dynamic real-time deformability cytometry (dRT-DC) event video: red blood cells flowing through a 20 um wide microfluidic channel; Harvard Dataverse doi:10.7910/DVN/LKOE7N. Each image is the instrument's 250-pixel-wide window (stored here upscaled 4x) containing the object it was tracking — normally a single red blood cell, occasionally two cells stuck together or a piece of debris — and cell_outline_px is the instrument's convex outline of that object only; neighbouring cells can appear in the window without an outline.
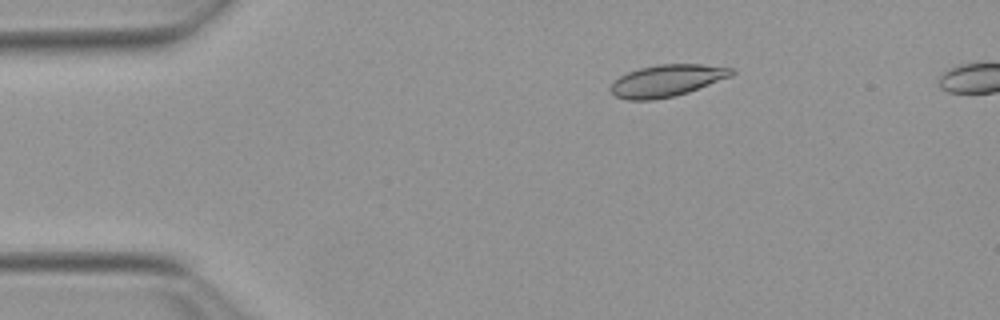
{"species": "Egyptian fruit bat (a non-hibernating species)", "species_latin": "Rousettus aegyptiacus", "temperature_condition": "warm", "stored_images_in_passage": 51, "camera_frame_rate_fps": 3000, "um_per_image_px": 0.085, "animal": {"sex": "female"}, "frame": {"image": 1, "passage_image": 9, "time_ms": 2.667, "image_size_px": [1000, 320], "cell_outline_px": [[736, 72], [732, 76], [688, 92], [672, 96], [652, 100], [628, 100], [616, 96], [612, 92], [612, 84], [620, 76], [628, 72], [640, 68], [660, 64], [704, 64], [732, 68]], "centroid_in_image_um": [56.73, 6.84], "position_along_channel_um": 28.3, "area_um2": 22.2}}
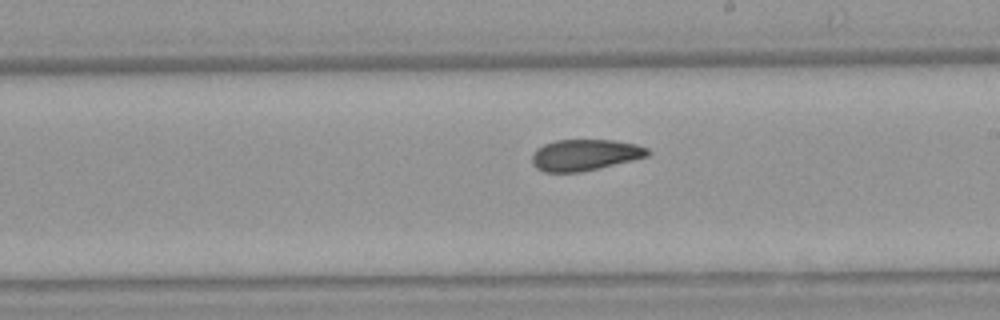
{"frame": {"image": 2, "passage_image": 30, "time_ms": 9.667, "image_size_px": [1000, 320], "cell_outline_px": [[652, 152], [648, 156], [632, 160], [580, 172], [544, 172], [536, 168], [532, 164], [532, 156], [536, 148], [544, 144], [556, 140], [612, 140], [636, 144], [648, 148]], "centroid_in_image_um": [49.7, 13.16], "position_along_channel_um": 239.3, "area_um2": 21.04}}
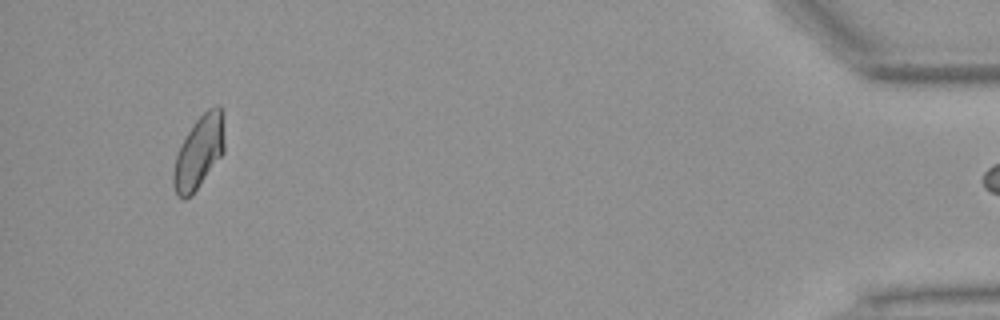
{"frame": {"image": 3, "passage_image": 50, "time_ms": 16.333, "image_size_px": [1000, 320], "cell_outline_px": [[224, 152], [192, 196], [184, 200], [176, 196], [172, 180], [172, 172], [176, 156], [188, 132], [196, 120], [208, 108], [216, 104], [220, 104], [224, 140]], "centroid_in_image_um": [16.89, 12.99], "position_along_channel_um": 418.3, "area_um2": 21.5}, "authors_computed_cell_mechanics": {"area_um2": 21.7906, "velocity_mm_per_s": 3.8425, "shape_relaxation_time_tau1_ms": null, "shape_relaxation_time_tau2_ms": 2.4039, "deformation_change_tau1": null, "deformation_change_tau2": 0.0738}}